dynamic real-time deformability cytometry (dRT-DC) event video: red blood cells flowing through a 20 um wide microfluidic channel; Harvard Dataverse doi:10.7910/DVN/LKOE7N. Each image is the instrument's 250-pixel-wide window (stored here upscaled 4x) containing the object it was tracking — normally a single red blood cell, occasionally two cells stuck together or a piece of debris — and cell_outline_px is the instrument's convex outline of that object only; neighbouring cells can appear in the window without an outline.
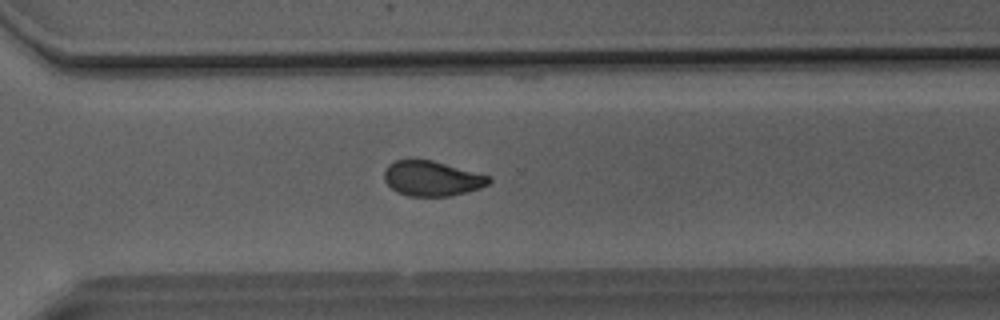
{"species": "Egyptian fruit bat (a non-hibernating species)", "species_latin": "Rousettus aegyptiacus", "temperature_condition": "room temperature", "stored_images_in_passage": 43, "camera_frame_rate_fps": 3000, "um_per_image_px": 0.085, "animal": {"sex": "male"}, "frame": {"image": 1, "passage_image": 36, "time_ms": 11.667, "image_size_px": [1000, 320], "cell_outline_px": [[492, 180], [488, 184], [480, 188], [452, 196], [408, 196], [396, 192], [384, 180], [384, 172], [388, 164], [396, 160], [432, 160], [492, 176]], "centroid_in_image_um": [36.73, 15.17], "position_along_channel_um": 333.9, "area_um2": 21.44}}
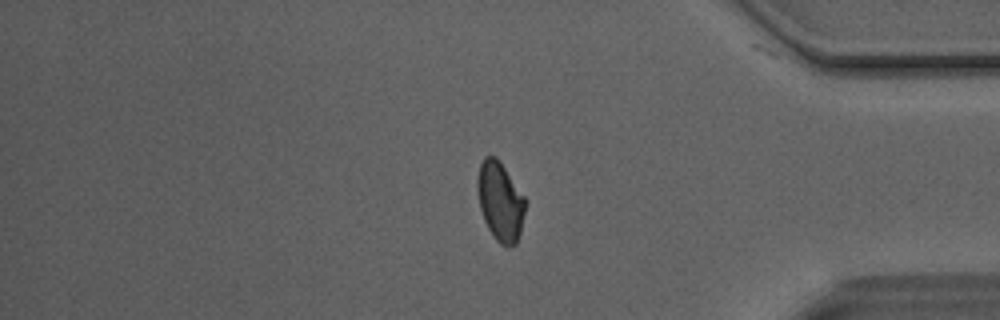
{"frame": {"image": 2, "passage_image": 42, "time_ms": 13.667, "image_size_px": [1000, 320], "cell_outline_px": [[528, 200], [520, 232], [516, 244], [508, 248], [500, 244], [496, 240], [488, 228], [484, 220], [480, 208], [476, 188], [476, 184], [480, 164], [484, 156], [496, 156]], "centroid_in_image_um": [42.53, 17.12], "position_along_channel_um": 392.7, "area_um2": 22.37}}